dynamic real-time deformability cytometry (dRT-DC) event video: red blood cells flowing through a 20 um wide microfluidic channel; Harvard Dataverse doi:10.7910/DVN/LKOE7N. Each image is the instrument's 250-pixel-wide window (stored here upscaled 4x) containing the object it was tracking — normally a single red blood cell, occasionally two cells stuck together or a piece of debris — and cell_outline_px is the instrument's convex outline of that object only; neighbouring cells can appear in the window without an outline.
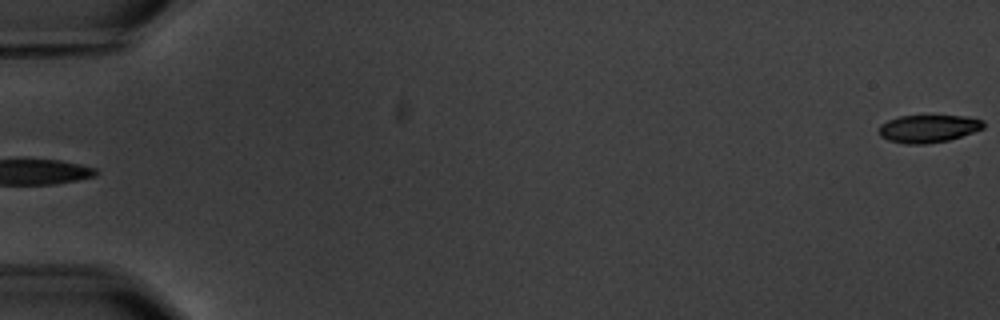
{"species": "common noctule bat (a hibernating species)", "species_latin": "Nyctalus noctula", "temperature_condition": "warm", "stored_images_in_passage": 5, "segment_of_instrument_passage": [2, 2], "camera_frame_rate_fps": 3000, "um_per_image_px": 0.085, "animal": {"sex": "male", "body_mass_g": 20.1, "forearm_length_mm": 53.5}, "frame": {"image": 1, "passage_image": 5, "time_ms": 6.0, "image_size_px": [1000, 320], "cell_outline_px": [[984, 128], [948, 140], [924, 144], [908, 144], [888, 140], [880, 136], [880, 124], [888, 120], [900, 116], [964, 116], [984, 120]], "centroid_in_image_um": [78.9, 10.93], "position_along_channel_um": 6.1, "area_um2": 16.65}}